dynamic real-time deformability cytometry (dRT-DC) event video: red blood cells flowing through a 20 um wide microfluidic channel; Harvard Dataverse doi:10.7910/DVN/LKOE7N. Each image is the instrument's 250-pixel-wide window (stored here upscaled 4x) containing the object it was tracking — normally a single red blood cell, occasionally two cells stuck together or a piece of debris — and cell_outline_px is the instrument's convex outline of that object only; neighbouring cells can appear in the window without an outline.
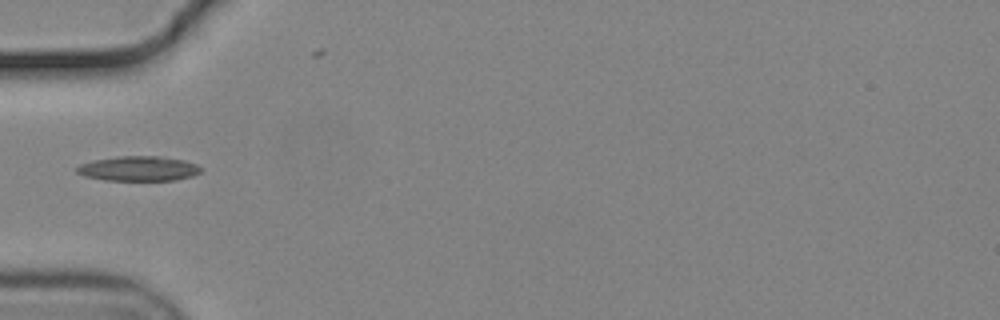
{"species": "common noctule bat (a hibernating species)", "species_latin": "Nyctalus noctula", "temperature_condition": "cold", "stored_images_in_passage": 3, "camera_frame_rate_fps": 3000, "um_per_image_px": 0.085, "animal": {"sex": "male", "body_mass_g": 19.2, "forearm_length_mm": 51.8}, "frame": {"image": 1, "passage_image": 1, "time_ms": 0.0, "image_size_px": [1000, 320], "cell_outline_px": [[200, 172], [192, 176], [176, 180], [104, 180], [84, 176], [76, 172], [76, 168], [80, 164], [96, 160], [120, 156], [160, 156], [184, 160], [196, 164], [200, 168]], "centroid_in_image_um": [11.77, 14.33], "position_along_channel_um": 73.2, "area_um2": 17.8}}